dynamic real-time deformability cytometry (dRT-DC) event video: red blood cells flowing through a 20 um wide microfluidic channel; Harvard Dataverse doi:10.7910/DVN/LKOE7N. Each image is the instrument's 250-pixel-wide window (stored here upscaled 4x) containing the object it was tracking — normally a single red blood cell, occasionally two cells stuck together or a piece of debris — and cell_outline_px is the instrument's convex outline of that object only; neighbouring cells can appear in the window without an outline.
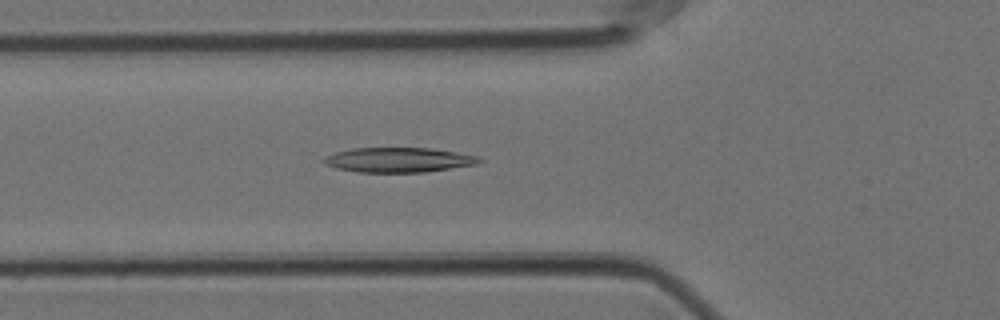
{"species": "Egyptian fruit bat (a non-hibernating species)", "species_latin": "Rousettus aegyptiacus", "temperature_condition": "cold", "stored_images_in_passage": 50, "camera_frame_rate_fps": 3000, "um_per_image_px": 0.085, "animal": {"sex": "female"}, "frame": {"image": 1, "passage_image": 18, "time_ms": 5.667, "image_size_px": [1000, 320], "cell_outline_px": [[484, 160], [476, 164], [424, 172], [356, 172], [336, 168], [324, 164], [320, 160], [336, 152], [352, 148], [428, 148], [456, 152], [476, 156]], "centroid_in_image_um": [33.83, 13.59], "position_along_channel_um": 92.0, "area_um2": 22.25}}
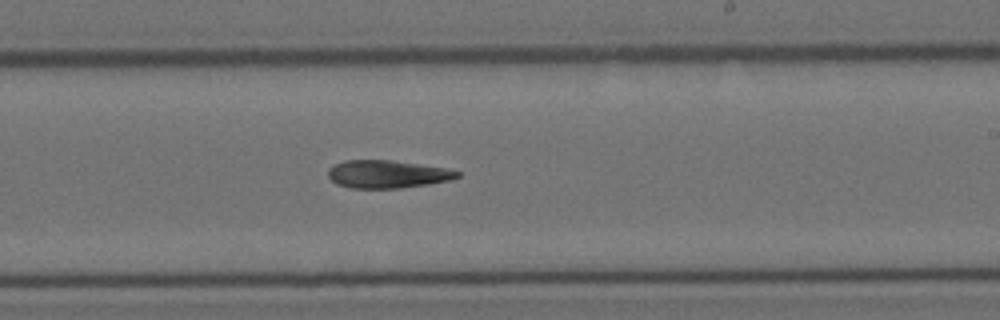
{"frame": {"image": 2, "passage_image": 32, "time_ms": 10.333, "image_size_px": [1000, 320], "cell_outline_px": [[460, 176], [448, 180], [428, 184], [400, 188], [352, 188], [336, 184], [328, 176], [328, 168], [344, 160], [392, 160], [444, 168], [460, 172]], "centroid_in_image_um": [32.88, 14.8], "position_along_channel_um": 256.1, "area_um2": 20.75}}
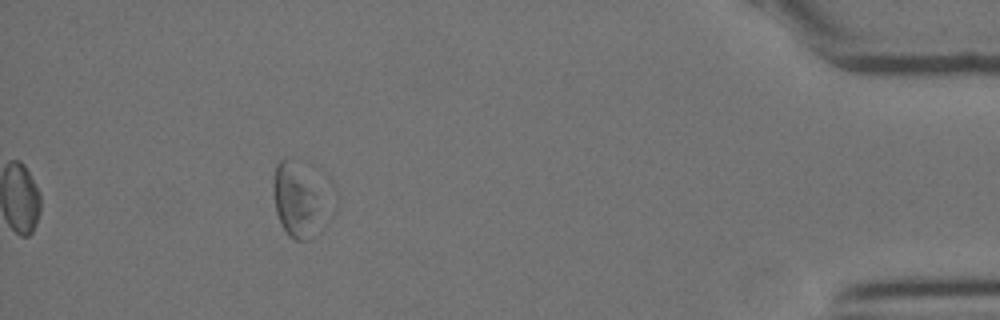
{"frame": {"image": 3, "passage_image": 50, "time_ms": 16.333, "image_size_px": [1000, 320], "cell_outline_px": [[340, 200], [336, 212], [328, 224], [316, 236], [308, 240], [296, 240], [288, 236], [280, 224], [276, 212], [276, 164], [280, 160], [284, 160], [316, 164], [328, 176], [336, 188], [340, 196]], "centroid_in_image_um": [25.86, 16.92], "position_along_channel_um": 409.3, "area_um2": 28.84}}